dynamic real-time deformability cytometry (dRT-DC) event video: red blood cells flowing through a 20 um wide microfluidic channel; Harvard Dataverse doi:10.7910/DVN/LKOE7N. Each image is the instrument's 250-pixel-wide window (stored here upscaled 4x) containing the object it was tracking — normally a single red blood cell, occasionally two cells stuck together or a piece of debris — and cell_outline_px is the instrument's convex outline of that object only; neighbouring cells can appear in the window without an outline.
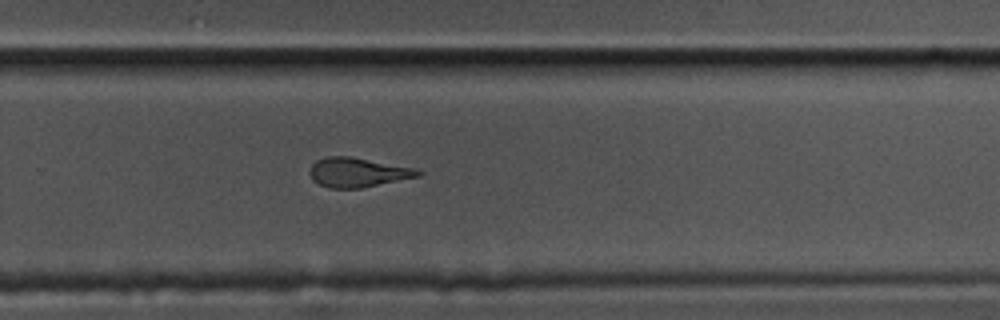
{"species": "common noctule bat (a hibernating species)", "species_latin": "Nyctalus noctula", "temperature_condition": "cold", "stored_images_in_passage": 47, "camera_frame_rate_fps": 3000, "um_per_image_px": 0.085, "animal": {"sex": "male", "body_mass_g": 17.5, "forearm_length_mm": 52.3}, "frame": {"image": 1, "passage_image": 27, "time_ms": 8.667, "image_size_px": [1000, 320], "cell_outline_px": [[424, 172], [420, 176], [360, 188], [328, 188], [312, 180], [308, 172], [312, 164], [316, 160], [328, 156], [352, 156], [416, 168]], "centroid_in_image_um": [30.4, 14.64], "position_along_channel_um": 299.4, "area_um2": 18.73}}
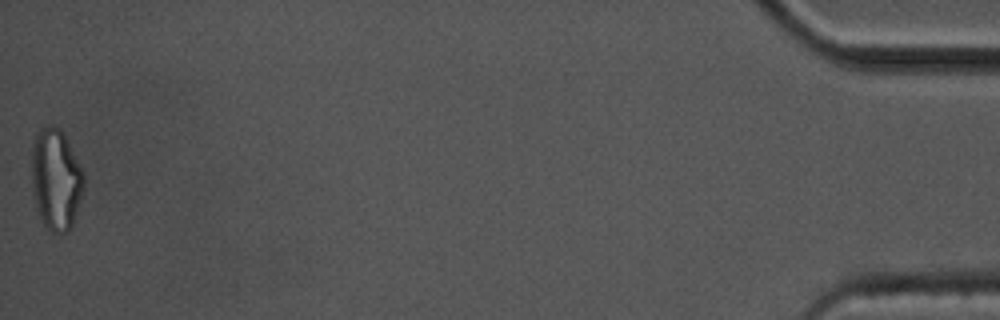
{"frame": {"image": 2, "passage_image": 47, "time_ms": 15.333, "image_size_px": [1000, 320], "cell_outline_px": [[84, 188], [72, 228], [68, 232], [52, 232], [44, 224], [36, 208], [32, 192], [32, 140], [36, 132], [40, 128], [48, 124], [52, 124], [60, 128], [84, 172]], "centroid_in_image_um": [4.74, 15.23], "position_along_channel_um": 430.5, "area_um2": 31.1}, "authors_computed_cell_mechanics": {"area_um2": 19.4786, "velocity_mm_per_s": 3.4209, "shape_relaxation_time_tau1_ms": 6.0894, "shape_relaxation_time_tau2_ms": 3.1247, "deformation_change_tau1": 0.2038, "deformation_change_tau2": 0.1234}}